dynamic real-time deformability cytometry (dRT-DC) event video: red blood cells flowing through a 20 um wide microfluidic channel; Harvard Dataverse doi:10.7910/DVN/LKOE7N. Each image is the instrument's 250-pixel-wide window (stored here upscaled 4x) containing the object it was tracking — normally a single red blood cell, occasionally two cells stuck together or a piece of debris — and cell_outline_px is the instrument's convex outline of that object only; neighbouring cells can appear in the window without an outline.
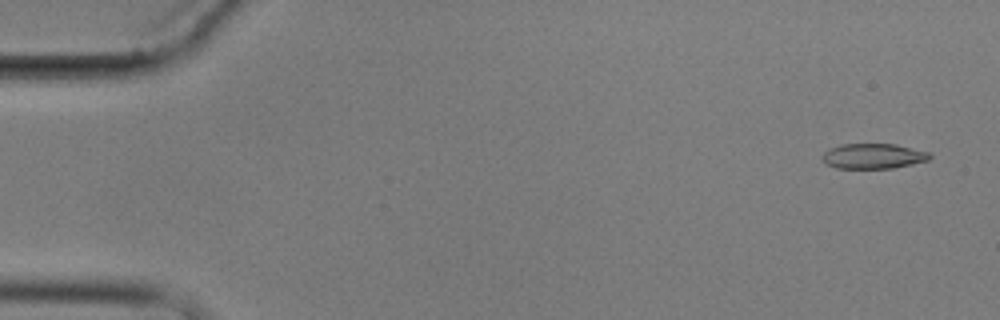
{"species": "common noctule bat (a hibernating species)", "species_latin": "Nyctalus noctula", "temperature_condition": "cold", "stored_images_in_passage": 5, "camera_frame_rate_fps": 3000, "um_per_image_px": 0.085, "animal": {"sex": "male", "body_mass_g": 17.9}, "frame": {"image": 1, "passage_image": 1, "time_ms": 0.0, "image_size_px": [1000, 320], "cell_outline_px": [[932, 156], [928, 160], [912, 164], [892, 168], [836, 168], [824, 164], [820, 156], [828, 148], [840, 144], [896, 144], [928, 152]], "centroid_in_image_um": [74.16, 13.27], "position_along_channel_um": 10.8, "area_um2": 15.9}}
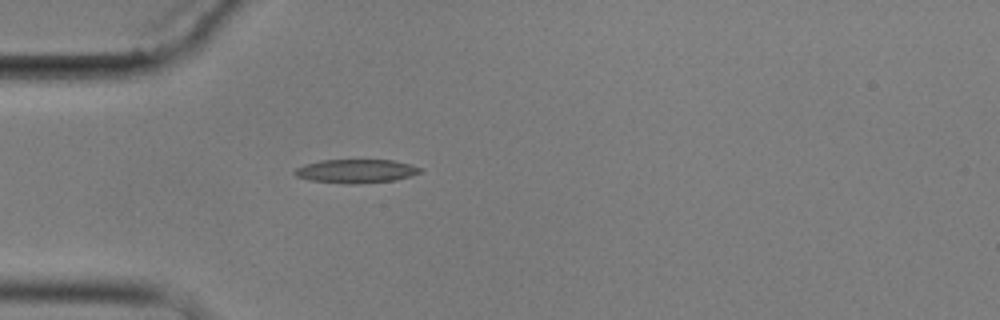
{"frame": {"image": 2, "passage_image": 5, "time_ms": 4.667, "image_size_px": [1000, 320], "cell_outline_px": [[424, 172], [412, 176], [396, 180], [356, 184], [348, 184], [308, 180], [296, 176], [292, 172], [296, 168], [304, 164], [320, 160], [392, 160], [412, 164], [424, 168]], "centroid_in_image_um": [30.31, 14.54], "position_along_channel_um": 54.7, "area_um2": 17.69}}